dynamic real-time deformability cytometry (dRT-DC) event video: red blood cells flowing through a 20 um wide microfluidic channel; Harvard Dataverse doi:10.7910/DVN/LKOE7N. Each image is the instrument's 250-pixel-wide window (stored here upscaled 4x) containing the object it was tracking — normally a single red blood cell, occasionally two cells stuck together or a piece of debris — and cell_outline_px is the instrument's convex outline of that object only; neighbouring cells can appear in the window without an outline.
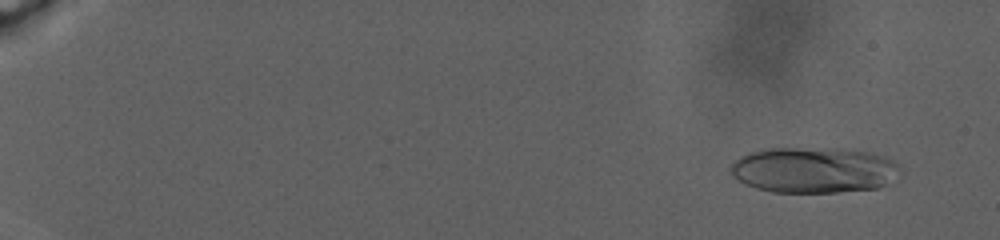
{"species": "human", "species_latin": "Homo sapiens", "temperature_condition": "warm", "stored_images_in_passage": 95, "camera_frame_rate_fps": 3000, "um_per_image_px": 0.085, "donor": {"sex": "male"}, "frame": {"image": 1, "passage_image": 8, "time_ms": 2.667, "image_size_px": [1000, 240], "cell_outline_px": [[896, 164], [884, 184], [876, 188], [840, 192], [772, 192], [756, 188], [744, 184], [732, 176], [732, 164], [740, 156], [748, 152], [760, 148], [848, 148], [872, 152], [884, 156], [892, 160]], "centroid_in_image_um": [69.04, 14.42], "position_along_channel_um": 16.0, "area_um2": 44.85}}
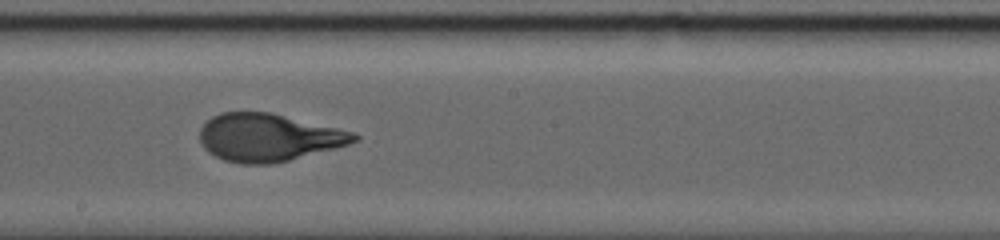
{"frame": {"image": 2, "passage_image": 59, "time_ms": 21.333, "image_size_px": [1000, 240], "cell_outline_px": [[360, 140], [336, 148], [272, 164], [240, 164], [224, 160], [208, 152], [204, 148], [200, 140], [200, 128], [212, 116], [220, 112], [272, 112], [352, 132], [360, 136]], "centroid_in_image_um": [22.8, 11.68], "position_along_channel_um": 225.4, "area_um2": 42.77}}
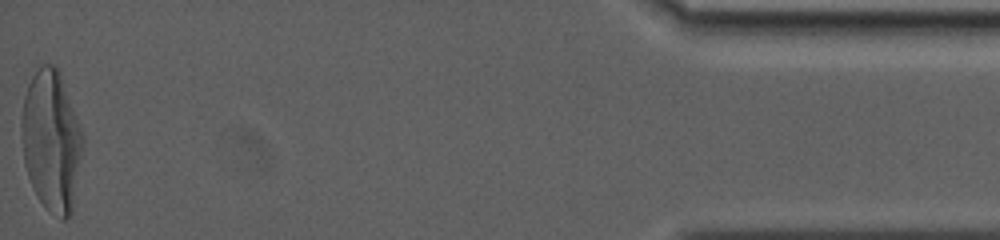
{"frame": {"image": 3, "passage_image": 95, "time_ms": 34.333, "image_size_px": [1000, 240], "cell_outline_px": [[84, 144], [72, 212], [64, 220], [60, 220], [44, 208], [36, 196], [28, 176], [24, 164], [20, 128], [20, 120], [24, 96], [28, 84], [32, 76], [44, 64], [56, 64], [60, 72], [84, 136]], "centroid_in_image_um": [4.37, 12.0], "position_along_channel_um": 430.8, "area_um2": 50.92}, "authors_computed_cell_mechanics": {"area_um2": 42.8876, "velocity_mm_per_s": 2.1493, "shape_relaxation_time_tau1_ms": 8.2487, "shape_relaxation_time_tau2_ms": null, "deformation_change_tau1": 0.2814, "deformation_change_tau2": null}}